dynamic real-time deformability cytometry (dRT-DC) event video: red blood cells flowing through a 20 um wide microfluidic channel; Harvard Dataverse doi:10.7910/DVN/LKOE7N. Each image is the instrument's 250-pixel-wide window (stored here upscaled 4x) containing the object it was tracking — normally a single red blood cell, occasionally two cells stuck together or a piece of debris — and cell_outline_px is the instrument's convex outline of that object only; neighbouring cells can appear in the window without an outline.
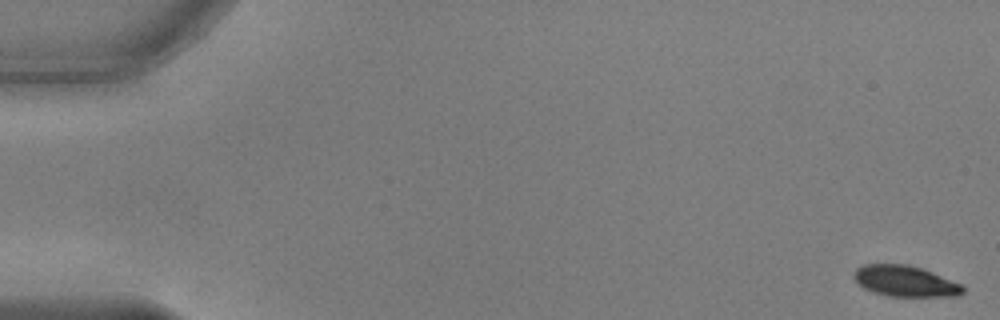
{"species": "common noctule bat (a hibernating species)", "species_latin": "Nyctalus noctula", "temperature_condition": "warm", "stored_images_in_passage": 17, "camera_frame_rate_fps": 3000, "um_per_image_px": 0.085, "animal": {"sex": "male", "body_mass_g": 17.9, "forearm_length_mm": 54.2}, "frame": {"image": 1, "passage_image": 1, "time_ms": 0.0, "image_size_px": [1000, 320], "cell_outline_px": [[964, 292], [956, 296], [888, 296], [872, 292], [864, 288], [852, 276], [852, 272], [856, 268], [864, 264], [908, 264], [932, 272], [960, 284], [964, 288]], "centroid_in_image_um": [76.89, 23.89], "position_along_channel_um": 8.1, "area_um2": 19.54}}
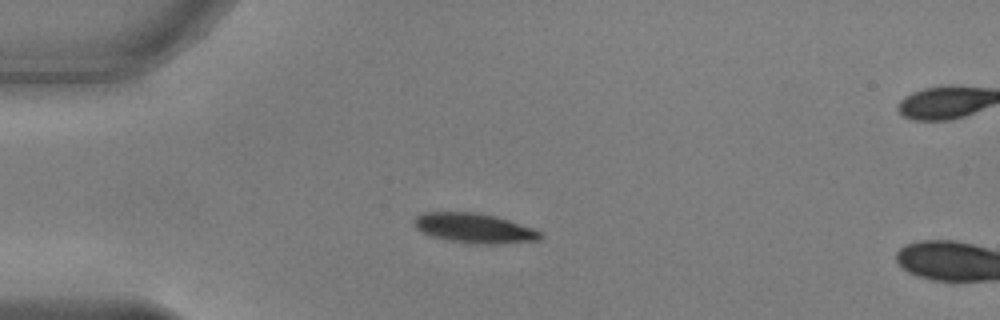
{"frame": {"image": 2, "passage_image": 14, "time_ms": 4.333, "image_size_px": [1000, 320], "cell_outline_px": [[544, 236], [540, 240], [500, 244], [484, 244], [452, 240], [432, 236], [420, 232], [412, 224], [412, 220], [420, 212], [476, 212], [496, 216], [532, 228], [540, 232]], "centroid_in_image_um": [40.28, 19.38], "position_along_channel_um": 44.7, "area_um2": 21.85}}